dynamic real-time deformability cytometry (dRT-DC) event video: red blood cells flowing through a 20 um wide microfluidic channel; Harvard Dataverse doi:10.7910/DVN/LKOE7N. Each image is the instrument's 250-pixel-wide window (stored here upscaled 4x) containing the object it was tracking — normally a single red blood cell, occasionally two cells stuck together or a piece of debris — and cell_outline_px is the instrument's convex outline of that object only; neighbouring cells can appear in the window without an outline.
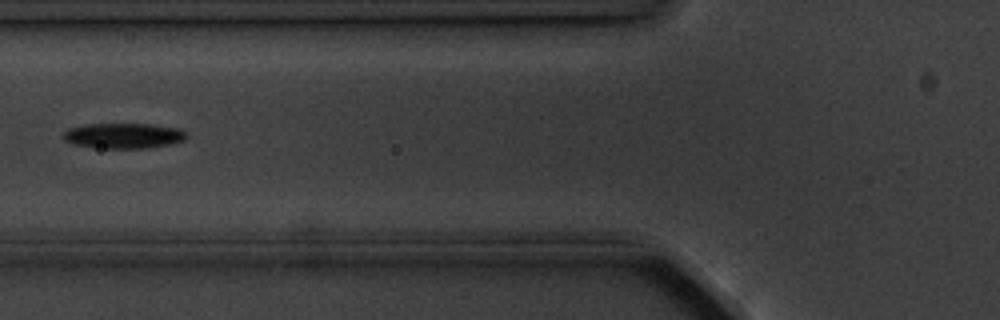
{"species": "common noctule bat (a hibernating species)", "species_latin": "Nyctalus noctula", "temperature_condition": "cold", "stored_images_in_passage": 14, "camera_frame_rate_fps": 3000, "um_per_image_px": 0.085, "animal": {"sex": "male", "body_mass_g": 20.1, "forearm_length_mm": 53.5}, "frame": {"image": 1, "passage_image": 5, "time_ms": 5.667, "image_size_px": [1000, 320], "cell_outline_px": [[188, 136], [184, 140], [172, 144], [148, 148], [100, 148], [72, 144], [64, 140], [64, 132], [68, 128], [84, 124], [152, 124], [180, 128], [188, 132]], "centroid_in_image_um": [10.55, 11.53], "position_along_channel_um": 115.3, "area_um2": 18.44}}
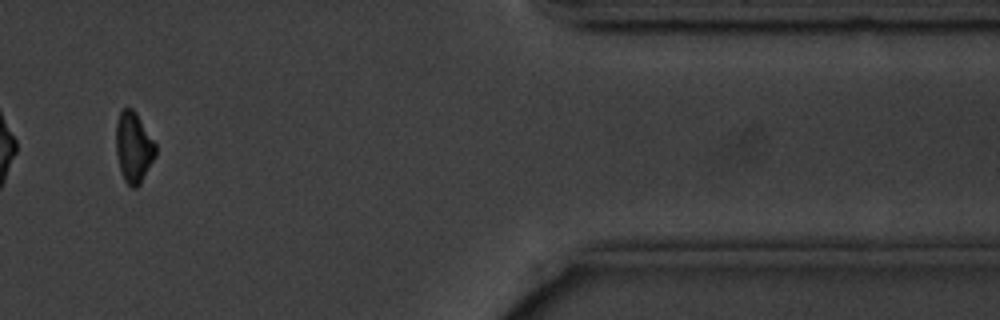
{"frame": {"image": 2, "passage_image": 12, "time_ms": 14.667, "image_size_px": [1000, 320], "cell_outline_px": [[156, 156], [140, 184], [136, 188], [132, 188], [124, 180], [120, 172], [116, 156], [116, 124], [120, 112], [124, 108], [132, 108], [136, 112], [156, 144]], "centroid_in_image_um": [11.35, 12.54], "position_along_channel_um": 400.0, "area_um2": 16.42}, "authors_computed_cell_mechanics": {"area_um2": 18.1203, "velocity_mm_per_s": 3.5851, "shape_relaxation_time_tau1_ms": 1.5967, "shape_relaxation_time_tau2_ms": null, "deformation_change_tau1": 0.083, "deformation_change_tau2": null}}